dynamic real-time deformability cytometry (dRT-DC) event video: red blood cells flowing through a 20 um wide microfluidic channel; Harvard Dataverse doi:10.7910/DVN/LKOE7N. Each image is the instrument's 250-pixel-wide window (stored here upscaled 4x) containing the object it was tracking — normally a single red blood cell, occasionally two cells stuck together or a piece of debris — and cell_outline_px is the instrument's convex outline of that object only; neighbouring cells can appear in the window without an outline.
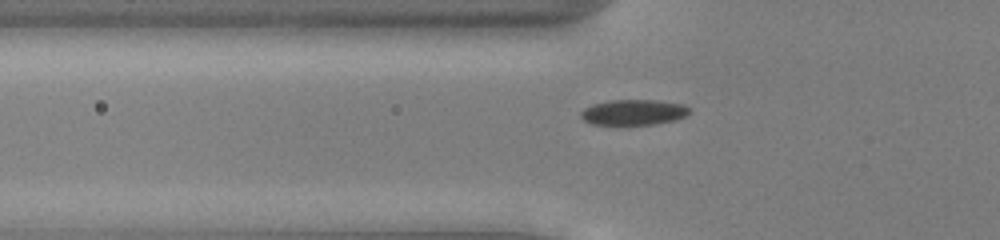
{"species": "common noctule bat (a hibernating species)", "species_latin": "Nyctalus noctula", "temperature_condition": "cold", "stored_images_in_passage": 41, "camera_frame_rate_fps": 3000, "um_per_image_px": 0.085, "animal": {"sex": "male", "body_mass_g": 13.0, "forearm_length_mm": 53.1}, "frame": {"image": 1, "passage_image": 11, "time_ms": 3.333, "image_size_px": [1000, 240], "cell_outline_px": [[688, 112], [684, 116], [676, 120], [656, 124], [592, 124], [584, 120], [580, 116], [580, 112], [584, 108], [592, 104], [612, 100], [656, 100], [684, 104], [688, 108]], "centroid_in_image_um": [53.83, 9.54], "position_along_channel_um": 72.0, "area_um2": 16.01}}
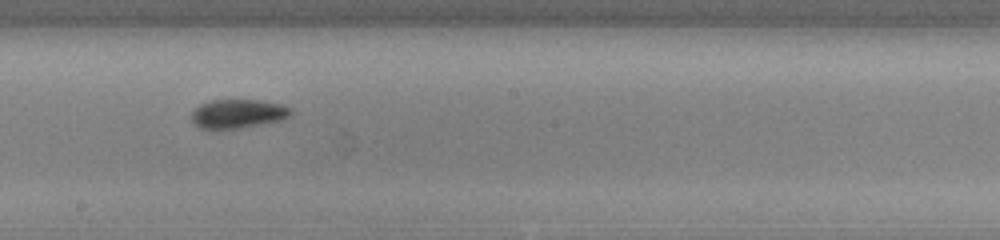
{"frame": {"image": 2, "passage_image": 23, "time_ms": 7.333, "image_size_px": [1000, 240], "cell_outline_px": [[292, 112], [284, 120], [240, 128], [200, 128], [192, 120], [192, 112], [200, 104], [212, 100], [260, 100], [280, 104], [292, 108]], "centroid_in_image_um": [20.26, 9.66], "position_along_channel_um": 227.9, "area_um2": 16.59}}
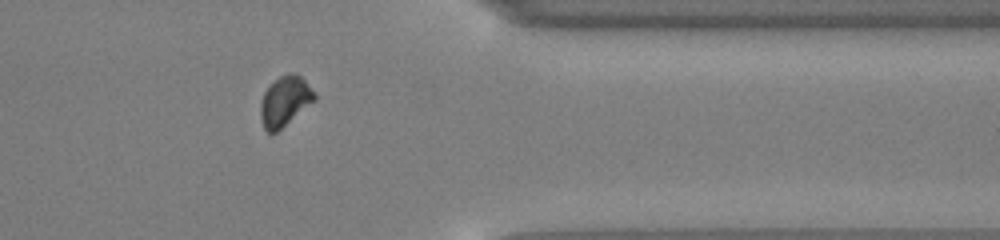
{"frame": {"image": 3, "passage_image": 36, "time_ms": 11.667, "image_size_px": [1000, 240], "cell_outline_px": [[316, 100], [276, 132], [268, 132], [264, 128], [260, 116], [260, 104], [264, 92], [280, 76], [288, 72], [292, 72], [300, 76], [304, 80], [316, 96]], "centroid_in_image_um": [24.21, 8.6], "position_along_channel_um": 387.2, "area_um2": 15.37}, "authors_computed_cell_mechanics": {"area_um2": 16.0684, "velocity_mm_per_s": 3.9221, "shape_relaxation_time_tau1_ms": 4.8591, "shape_relaxation_time_tau2_ms": null, "deformation_change_tau1": 0.0812, "deformation_change_tau2": null}}